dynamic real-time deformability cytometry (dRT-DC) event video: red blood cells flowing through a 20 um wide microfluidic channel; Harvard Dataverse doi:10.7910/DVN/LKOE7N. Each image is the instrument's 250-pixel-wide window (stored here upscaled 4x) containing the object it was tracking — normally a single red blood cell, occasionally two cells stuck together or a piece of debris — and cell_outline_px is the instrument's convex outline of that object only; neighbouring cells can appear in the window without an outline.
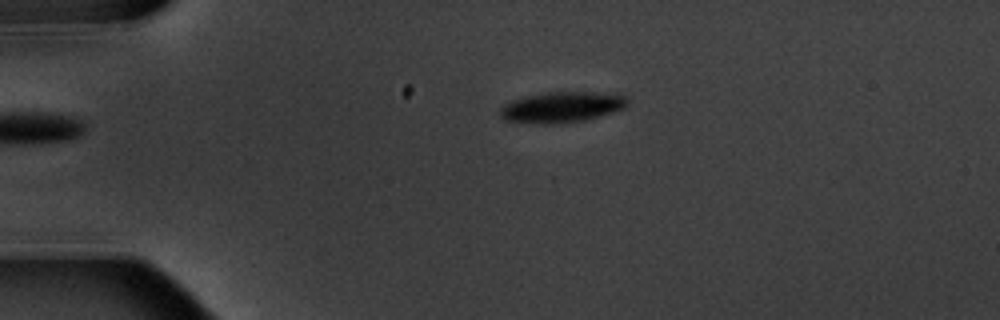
{"species": "common noctule bat (a hibernating species)", "species_latin": "Nyctalus noctula", "temperature_condition": "warm", "stored_images_in_passage": 3, "camera_frame_rate_fps": 3000, "um_per_image_px": 0.085, "animal": {"sex": "male", "body_mass_g": 20.1, "forearm_length_mm": 53.5}, "frame": {"image": 1, "passage_image": 3, "time_ms": 2.333, "image_size_px": [1000, 320], "cell_outline_px": [[628, 104], [624, 108], [612, 112], [584, 120], [556, 124], [544, 124], [504, 120], [500, 116], [500, 108], [504, 104], [512, 100], [544, 92], [596, 92], [628, 96]], "centroid_in_image_um": [47.74, 9.1], "position_along_channel_um": 37.3, "area_um2": 22.72}}